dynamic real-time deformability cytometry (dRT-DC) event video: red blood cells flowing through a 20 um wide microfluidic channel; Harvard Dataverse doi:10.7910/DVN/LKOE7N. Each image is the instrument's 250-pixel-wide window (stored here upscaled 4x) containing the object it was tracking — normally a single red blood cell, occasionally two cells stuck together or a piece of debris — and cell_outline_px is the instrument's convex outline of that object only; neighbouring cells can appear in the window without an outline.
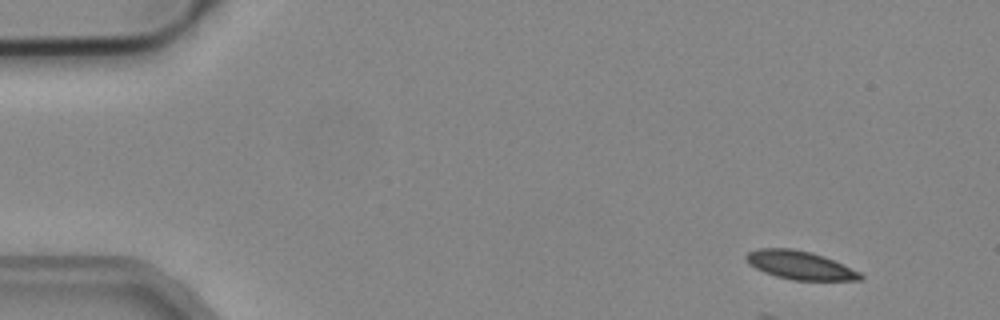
{"species": "common noctule bat (a hibernating species)", "species_latin": "Nyctalus noctula", "temperature_condition": "cold", "stored_images_in_passage": 9, "camera_frame_rate_fps": 3000, "um_per_image_px": 0.085, "animal": {"sex": "male", "body_mass_g": 19.2, "forearm_length_mm": 51.8}, "frame": {"image": 1, "passage_image": 1, "time_ms": 0.0, "image_size_px": [1000, 320], "cell_outline_px": [[856, 276], [828, 280], [788, 276], [764, 268], [760, 264], [804, 256], [812, 256], [836, 264], [852, 272]], "centroid_in_image_um": [68.74, 22.82], "position_along_channel_um": 16.3, "area_um2": 10.0}}